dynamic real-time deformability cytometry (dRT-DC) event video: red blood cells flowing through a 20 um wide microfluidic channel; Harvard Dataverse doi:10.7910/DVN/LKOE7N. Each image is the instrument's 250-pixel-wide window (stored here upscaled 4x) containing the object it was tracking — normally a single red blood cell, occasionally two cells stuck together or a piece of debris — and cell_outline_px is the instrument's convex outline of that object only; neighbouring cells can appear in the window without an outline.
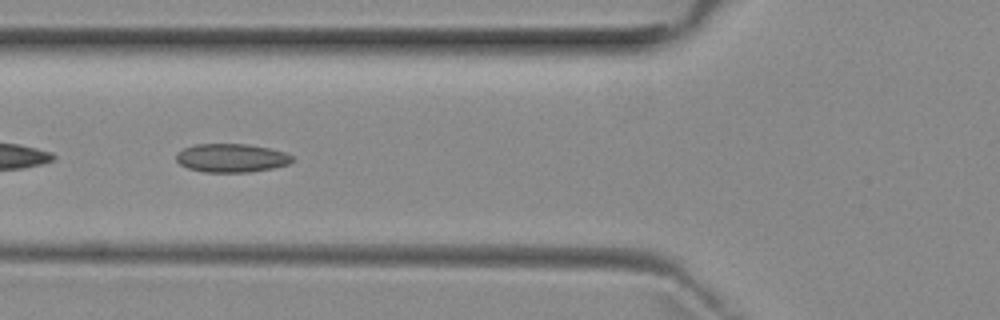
{"species": "common noctule bat (a hibernating species)", "species_latin": "Nyctalus noctula", "temperature_condition": "room temperature", "stored_images_in_passage": 7, "camera_frame_rate_fps": 3000, "um_per_image_px": 0.085, "animal": {"sex": "female", "body_mass_g": 29.2, "forearm_length_mm": 56.3}, "frame": {"image": 1, "passage_image": 5, "time_ms": 4.667, "image_size_px": [1000, 320], "cell_outline_px": [[296, 160], [288, 164], [272, 168], [252, 172], [204, 172], [188, 168], [180, 164], [176, 160], [176, 152], [184, 148], [196, 144], [248, 144], [268, 148], [284, 152], [292, 156]], "centroid_in_image_um": [19.67, 13.43], "position_along_channel_um": 106.1, "area_um2": 19.36}}
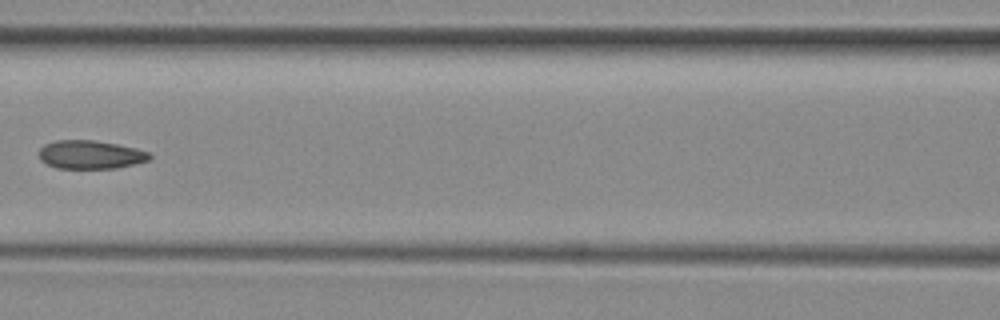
{"frame": {"image": 2, "passage_image": 6, "time_ms": 6.0, "image_size_px": [1000, 320], "cell_outline_px": [[152, 156], [148, 160], [116, 168], [56, 168], [40, 160], [40, 148], [44, 144], [56, 140], [92, 140], [116, 144], [136, 148], [148, 152]], "centroid_in_image_um": [7.66, 13.14], "position_along_channel_um": 158.9, "area_um2": 18.15}}
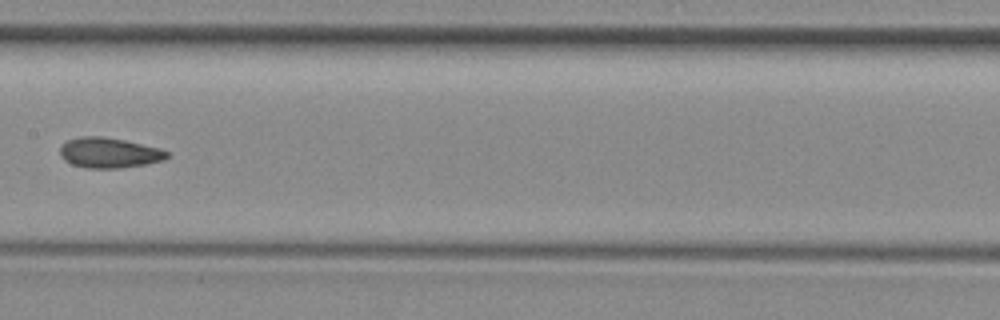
{"frame": {"image": 3, "passage_image": 7, "time_ms": 7.0, "image_size_px": [1000, 320], "cell_outline_px": [[168, 156], [164, 160], [144, 164], [120, 168], [84, 168], [72, 164], [64, 160], [60, 156], [60, 148], [68, 140], [80, 136], [104, 136], [124, 140], [160, 148], [168, 152]], "centroid_in_image_um": [9.26, 12.98], "position_along_channel_um": 198.1, "area_um2": 18.84}}